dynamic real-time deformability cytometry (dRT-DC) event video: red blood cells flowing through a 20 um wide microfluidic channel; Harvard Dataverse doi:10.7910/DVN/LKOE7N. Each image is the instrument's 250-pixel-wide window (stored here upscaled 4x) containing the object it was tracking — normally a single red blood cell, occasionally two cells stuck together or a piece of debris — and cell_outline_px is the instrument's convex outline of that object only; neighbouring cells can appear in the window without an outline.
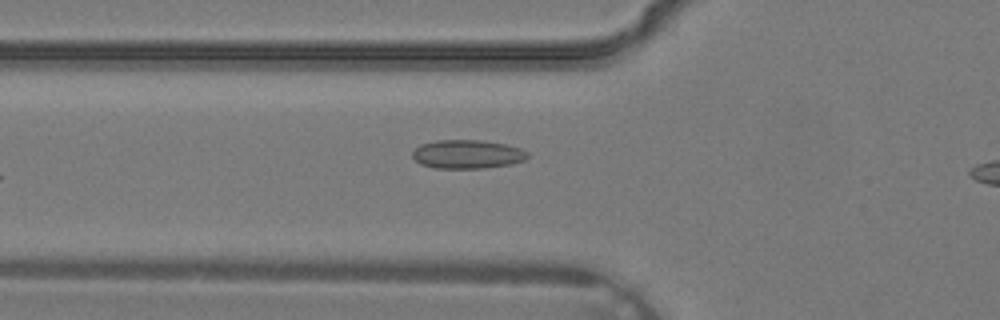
{"species": "common noctule bat (a hibernating species)", "species_latin": "Nyctalus noctula", "temperature_condition": "warm", "stored_images_in_passage": 5, "segment_of_instrument_passage": [1, 2], "camera_frame_rate_fps": 3000, "um_per_image_px": 0.085, "animal": {"sex": "male", "body_mass_g": 19.2, "forearm_length_mm": 51.8}, "frame": {"image": 1, "passage_image": 4, "time_ms": 1.0, "image_size_px": [1000, 320], "cell_outline_px": [[528, 156], [524, 160], [512, 164], [484, 168], [436, 168], [420, 164], [412, 156], [412, 152], [420, 144], [436, 140], [480, 140], [504, 144], [520, 148], [528, 152]], "centroid_in_image_um": [39.71, 13.11], "position_along_channel_um": 86.1, "area_um2": 19.25}}